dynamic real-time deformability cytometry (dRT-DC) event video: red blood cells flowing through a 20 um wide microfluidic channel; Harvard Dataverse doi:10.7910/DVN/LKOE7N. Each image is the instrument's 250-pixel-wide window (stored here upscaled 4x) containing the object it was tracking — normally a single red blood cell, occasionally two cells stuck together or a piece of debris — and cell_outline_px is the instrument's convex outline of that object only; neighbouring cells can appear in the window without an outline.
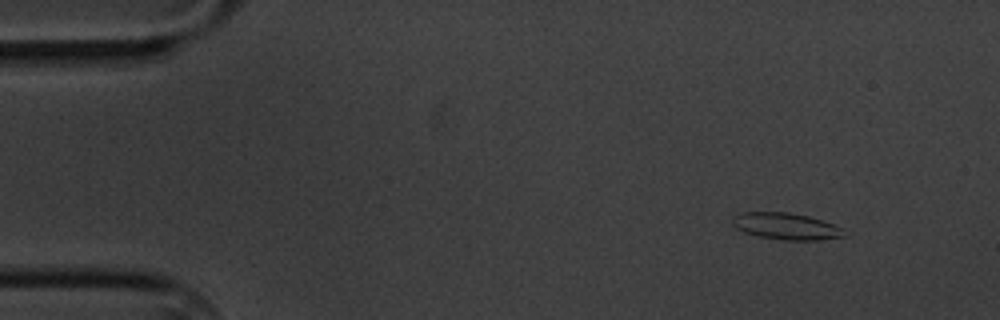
{"species": "common noctule bat (a hibernating species)", "species_latin": "Nyctalus noctula", "temperature_condition": "cold", "stored_images_in_passage": 6, "camera_frame_rate_fps": 3000, "um_per_image_px": 0.085, "animal": {"sex": "male", "body_mass_g": 20.1, "forearm_length_mm": 53.5}, "frame": {"image": 1, "passage_image": 1, "time_ms": 0.0, "image_size_px": [1000, 320], "cell_outline_px": [[848, 236], [820, 240], [784, 240], [760, 236], [744, 232], [736, 228], [732, 224], [732, 216], [744, 212], [788, 212], [808, 216], [832, 224], [840, 228]], "centroid_in_image_um": [66.8, 19.23], "position_along_channel_um": 18.2, "area_um2": 17.22}}
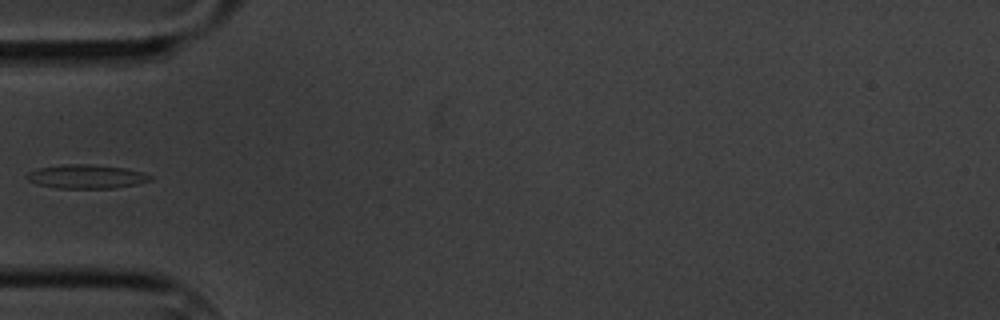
{"frame": {"image": 2, "passage_image": 4, "time_ms": 4.333, "image_size_px": [1000, 320], "cell_outline_px": [[152, 180], [136, 184], [112, 188], [56, 188], [36, 184], [28, 180], [24, 176], [28, 172], [40, 168], [64, 164], [92, 164], [124, 168], [144, 172], [152, 176]], "centroid_in_image_um": [7.33, 15.0], "position_along_channel_um": 77.7, "area_um2": 17.17}}
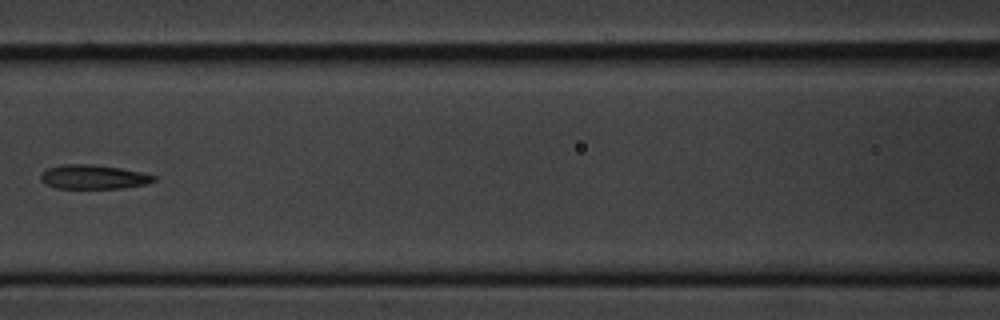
{"frame": {"image": 3, "passage_image": 6, "time_ms": 6.667, "image_size_px": [1000, 320], "cell_outline_px": [[156, 180], [144, 184], [124, 188], [56, 188], [40, 180], [40, 176], [48, 168], [60, 164], [92, 164], [120, 168], [140, 172], [156, 176]], "centroid_in_image_um": [7.93, 15.03], "position_along_channel_um": 158.7, "area_um2": 15.78}}